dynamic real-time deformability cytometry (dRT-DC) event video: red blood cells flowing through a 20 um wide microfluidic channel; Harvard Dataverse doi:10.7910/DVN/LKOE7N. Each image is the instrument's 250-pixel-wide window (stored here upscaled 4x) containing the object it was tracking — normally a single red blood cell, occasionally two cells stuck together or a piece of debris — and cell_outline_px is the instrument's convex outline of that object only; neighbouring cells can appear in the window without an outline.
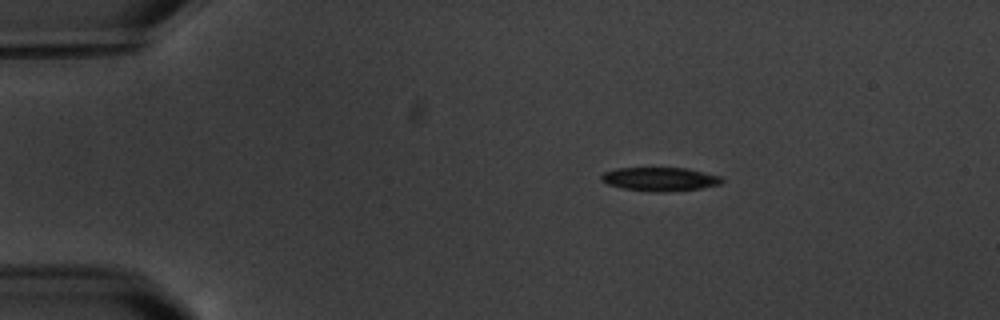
{"species": "common noctule bat (a hibernating species)", "species_latin": "Nyctalus noctula", "temperature_condition": "warm", "stored_images_in_passage": 14, "camera_frame_rate_fps": 3000, "um_per_image_px": 0.085, "animal": {"sex": "male", "body_mass_g": 20.1, "forearm_length_mm": 53.5}, "frame": {"image": 1, "passage_image": 1, "time_ms": 0.0, "image_size_px": [1000, 320], "cell_outline_px": [[724, 180], [720, 184], [700, 188], [664, 192], [656, 192], [620, 188], [608, 184], [600, 180], [600, 176], [604, 172], [616, 168], [684, 168], [720, 176]], "centroid_in_image_um": [56.04, 15.23], "position_along_channel_um": 29.0, "area_um2": 16.53}}
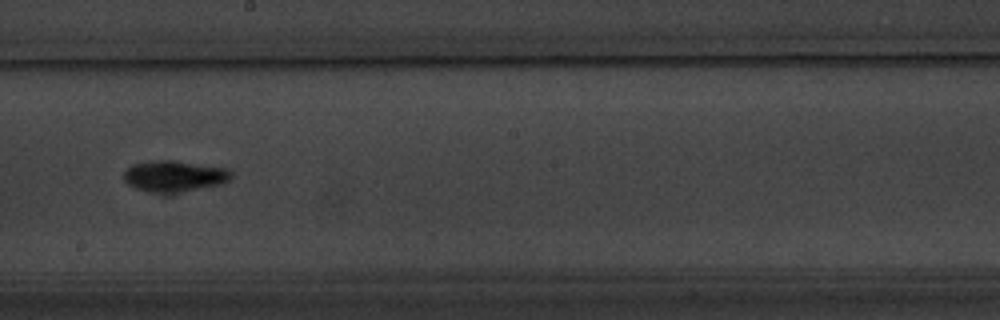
{"frame": {"image": 2, "passage_image": 7, "time_ms": 7.667, "image_size_px": [1000, 320], "cell_outline_px": [[232, 176], [228, 180], [220, 184], [180, 192], [152, 192], [136, 188], [128, 184], [124, 180], [124, 172], [132, 164], [148, 160], [172, 160], [228, 168], [232, 172]], "centroid_in_image_um": [14.8, 14.95], "position_along_channel_um": 233.4, "area_um2": 19.36}}
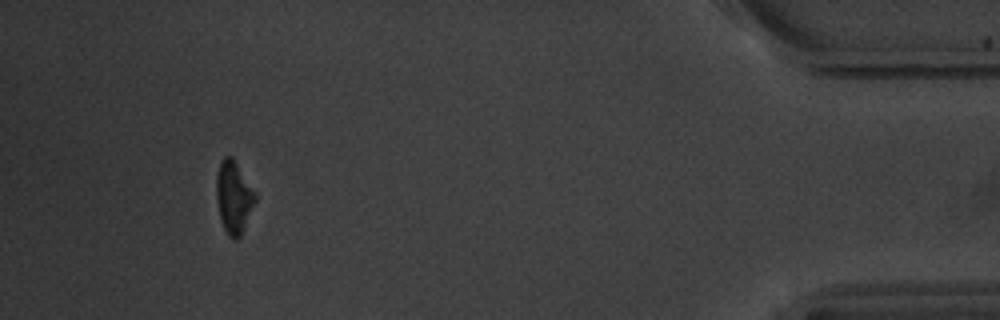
{"frame": {"image": 3, "passage_image": 13, "time_ms": 14.667, "image_size_px": [1000, 320], "cell_outline_px": [[256, 200], [240, 236], [236, 240], [232, 240], [228, 236], [220, 220], [216, 196], [216, 176], [220, 160], [224, 156], [232, 156], [256, 192]], "centroid_in_image_um": [19.85, 16.74], "position_along_channel_um": 415.3, "area_um2": 16.47}, "authors_computed_cell_mechanics": {"area_um2": 17.2822, "velocity_mm_per_s": 3.4697, "shape_relaxation_time_tau1_ms": 1.9887, "shape_relaxation_time_tau2_ms": null, "deformation_change_tau1": 0.0837, "deformation_change_tau2": null}}